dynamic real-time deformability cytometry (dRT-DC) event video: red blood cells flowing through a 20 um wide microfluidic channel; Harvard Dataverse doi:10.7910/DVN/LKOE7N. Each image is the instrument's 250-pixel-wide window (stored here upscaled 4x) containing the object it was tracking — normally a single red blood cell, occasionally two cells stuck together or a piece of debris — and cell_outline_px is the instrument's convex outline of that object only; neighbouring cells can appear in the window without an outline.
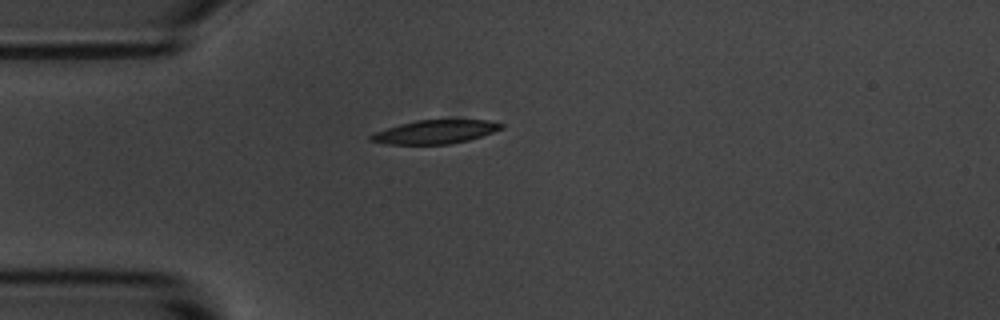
{"species": "common noctule bat (a hibernating species)", "species_latin": "Nyctalus noctula", "temperature_condition": "room temperature", "stored_images_in_passage": 1, "camera_frame_rate_fps": 3000, "um_per_image_px": 0.085, "animal": {"sex": "male", "body_mass_g": 20.1, "forearm_length_mm": 53.5}, "frame": {"image": 1, "passage_image": 1, "time_ms": 0.0, "image_size_px": [1000, 320], "cell_outline_px": [[504, 128], [468, 140], [448, 144], [388, 144], [368, 140], [368, 136], [376, 132], [400, 124], [416, 120], [488, 120], [504, 124]], "centroid_in_image_um": [36.99, 11.2], "position_along_channel_um": 48.0, "area_um2": 17.74}}